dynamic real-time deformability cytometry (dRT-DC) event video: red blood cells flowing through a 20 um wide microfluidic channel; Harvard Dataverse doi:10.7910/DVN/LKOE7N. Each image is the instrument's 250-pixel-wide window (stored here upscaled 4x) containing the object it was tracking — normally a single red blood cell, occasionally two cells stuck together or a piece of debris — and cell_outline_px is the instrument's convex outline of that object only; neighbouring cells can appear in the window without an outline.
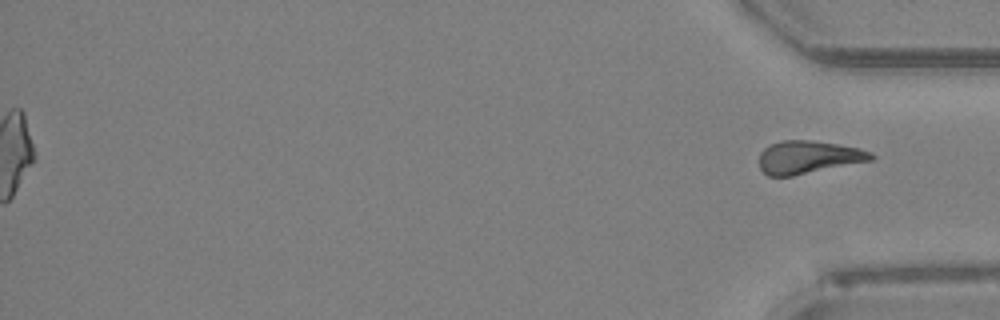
{"species": "Egyptian fruit bat (a non-hibernating species)", "species_latin": "Rousettus aegyptiacus", "temperature_condition": "room temperature", "stored_images_in_passage": 40, "segment_of_instrument_passage": [2, 2], "camera_frame_rate_fps": 3000, "um_per_image_px": 0.085, "animal": {"sex": "female"}, "frame": {"image": 1, "passage_image": 40, "time_ms": 13.0, "image_size_px": [1000, 320], "cell_outline_px": [[876, 156], [872, 160], [792, 176], [768, 176], [760, 168], [760, 152], [768, 144], [780, 140], [808, 140], [836, 144], [860, 148], [872, 152]], "centroid_in_image_um": [68.7, 13.35], "position_along_channel_um": 366.5, "area_um2": 21.44}}